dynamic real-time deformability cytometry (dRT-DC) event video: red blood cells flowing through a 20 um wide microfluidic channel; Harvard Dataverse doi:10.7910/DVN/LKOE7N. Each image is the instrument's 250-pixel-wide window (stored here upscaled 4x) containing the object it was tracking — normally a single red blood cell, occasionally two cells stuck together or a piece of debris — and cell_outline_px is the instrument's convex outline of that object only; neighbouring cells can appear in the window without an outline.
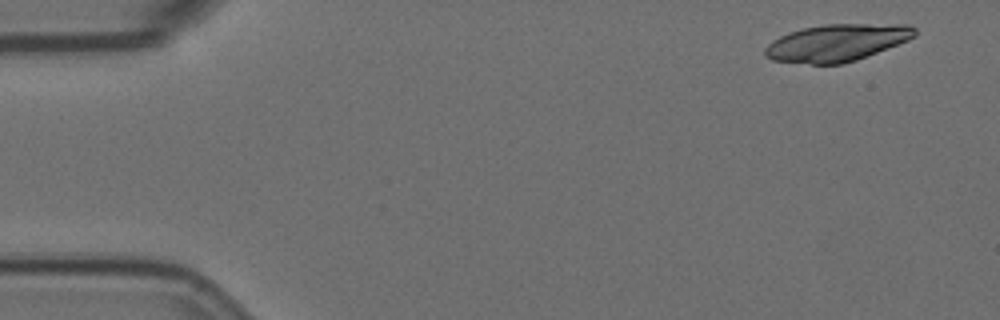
{"species": "Egyptian fruit bat (a non-hibernating species)", "species_latin": "Rousettus aegyptiacus", "temperature_condition": "room temperature", "stored_images_in_passage": 4, "camera_frame_rate_fps": 3000, "um_per_image_px": 0.085, "animal": {"sex": "female"}, "frame": {"image": 1, "passage_image": 1, "time_ms": 0.0, "image_size_px": [1000, 320], "cell_outline_px": [[916, 36], [908, 40], [856, 60], [840, 64], [812, 64], [772, 60], [764, 56], [764, 48], [772, 40], [788, 32], [804, 28], [824, 24], [908, 24], [916, 28]], "centroid_in_image_um": [71.12, 3.63], "position_along_channel_um": 13.9, "area_um2": 32.37}}